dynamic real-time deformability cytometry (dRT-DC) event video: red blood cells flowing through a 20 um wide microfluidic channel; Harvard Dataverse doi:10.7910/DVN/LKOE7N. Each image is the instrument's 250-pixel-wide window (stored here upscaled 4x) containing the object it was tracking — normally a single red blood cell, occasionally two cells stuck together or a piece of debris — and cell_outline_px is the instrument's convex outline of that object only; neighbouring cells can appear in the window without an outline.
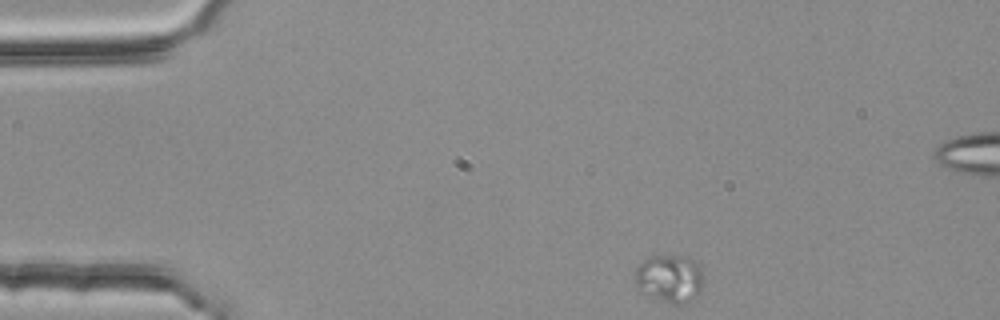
{"species": "common noctule bat (a hibernating species)", "species_latin": "Nyctalus noctula", "temperature_condition": "room temperature", "stored_images_in_passage": 43, "camera_frame_rate_fps": 3000, "um_per_image_px": 0.085, "animal": {"sex": "female", "body_mass_g": 25.1}, "frame": {"image": 1, "passage_image": 1, "time_ms": 0.0, "image_size_px": [1000, 320], "cell_outline_px": [[704, 284], [700, 292], [696, 296], [684, 304], [668, 304], [640, 292], [636, 284], [636, 268], [648, 256], [688, 256], [700, 268], [704, 276]], "centroid_in_image_um": [56.93, 23.7], "position_along_channel_um": 28.1, "area_um2": 19.31}}